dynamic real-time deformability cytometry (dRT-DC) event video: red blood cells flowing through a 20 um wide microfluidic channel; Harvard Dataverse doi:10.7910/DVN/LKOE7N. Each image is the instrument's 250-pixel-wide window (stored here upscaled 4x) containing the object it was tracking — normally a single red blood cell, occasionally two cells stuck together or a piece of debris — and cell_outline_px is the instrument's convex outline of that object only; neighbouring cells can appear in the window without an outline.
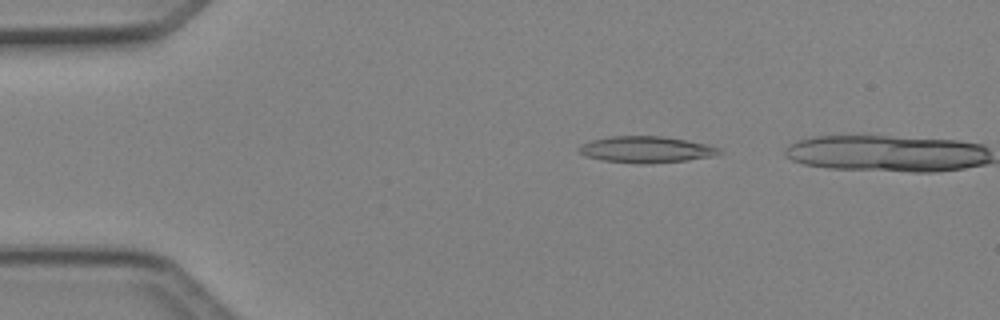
{"species": "Egyptian fruit bat (a non-hibernating species)", "species_latin": "Rousettus aegyptiacus", "temperature_condition": "cold", "stored_images_in_passage": 7, "camera_frame_rate_fps": 3000, "um_per_image_px": 0.085, "animal": {"sex": "female"}, "frame": {"image": 1, "passage_image": 6, "time_ms": 1.667, "image_size_px": [1000, 320], "cell_outline_px": [[724, 152], [712, 156], [688, 160], [648, 164], [640, 164], [604, 160], [584, 156], [576, 148], [580, 144], [592, 140], [612, 136], [660, 136], [708, 144], [720, 148]], "centroid_in_image_um": [54.92, 12.71], "position_along_channel_um": 30.1, "area_um2": 21.62}}